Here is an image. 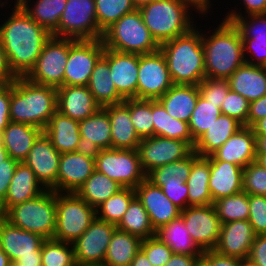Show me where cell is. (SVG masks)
<instances>
[{"label": "cell", "instance_id": "2", "mask_svg": "<svg viewBox=\"0 0 266 266\" xmlns=\"http://www.w3.org/2000/svg\"><path fill=\"white\" fill-rule=\"evenodd\" d=\"M221 19L213 32L211 27L207 28L208 34L205 30L202 32L206 78L228 79L245 63L243 41L238 28L232 22Z\"/></svg>", "mask_w": 266, "mask_h": 266}, {"label": "cell", "instance_id": "61", "mask_svg": "<svg viewBox=\"0 0 266 266\" xmlns=\"http://www.w3.org/2000/svg\"><path fill=\"white\" fill-rule=\"evenodd\" d=\"M247 259L256 266H266V234L255 236Z\"/></svg>", "mask_w": 266, "mask_h": 266}, {"label": "cell", "instance_id": "38", "mask_svg": "<svg viewBox=\"0 0 266 266\" xmlns=\"http://www.w3.org/2000/svg\"><path fill=\"white\" fill-rule=\"evenodd\" d=\"M142 239L116 229L109 243L104 259L106 266H130L135 255L141 250Z\"/></svg>", "mask_w": 266, "mask_h": 266}, {"label": "cell", "instance_id": "72", "mask_svg": "<svg viewBox=\"0 0 266 266\" xmlns=\"http://www.w3.org/2000/svg\"><path fill=\"white\" fill-rule=\"evenodd\" d=\"M2 0H0V8H2L3 9V7H6V5H8V1L7 0H4L2 3ZM14 7H18V6H20V4H21V0H16L14 3Z\"/></svg>", "mask_w": 266, "mask_h": 266}, {"label": "cell", "instance_id": "35", "mask_svg": "<svg viewBox=\"0 0 266 266\" xmlns=\"http://www.w3.org/2000/svg\"><path fill=\"white\" fill-rule=\"evenodd\" d=\"M243 126L237 119L221 114L210 129L195 141L193 150L200 157H207L219 149Z\"/></svg>", "mask_w": 266, "mask_h": 266}, {"label": "cell", "instance_id": "27", "mask_svg": "<svg viewBox=\"0 0 266 266\" xmlns=\"http://www.w3.org/2000/svg\"><path fill=\"white\" fill-rule=\"evenodd\" d=\"M46 189L37 180L34 172L23 162H19L5 199L0 203L2 216L10 207L33 199Z\"/></svg>", "mask_w": 266, "mask_h": 266}, {"label": "cell", "instance_id": "41", "mask_svg": "<svg viewBox=\"0 0 266 266\" xmlns=\"http://www.w3.org/2000/svg\"><path fill=\"white\" fill-rule=\"evenodd\" d=\"M192 168V152L185 158L157 167L146 179L157 187H174L186 183Z\"/></svg>", "mask_w": 266, "mask_h": 266}, {"label": "cell", "instance_id": "67", "mask_svg": "<svg viewBox=\"0 0 266 266\" xmlns=\"http://www.w3.org/2000/svg\"><path fill=\"white\" fill-rule=\"evenodd\" d=\"M255 136L266 135V117L258 121L253 127Z\"/></svg>", "mask_w": 266, "mask_h": 266}, {"label": "cell", "instance_id": "44", "mask_svg": "<svg viewBox=\"0 0 266 266\" xmlns=\"http://www.w3.org/2000/svg\"><path fill=\"white\" fill-rule=\"evenodd\" d=\"M214 206L222 224L249 219V195L243 191L216 200Z\"/></svg>", "mask_w": 266, "mask_h": 266}, {"label": "cell", "instance_id": "9", "mask_svg": "<svg viewBox=\"0 0 266 266\" xmlns=\"http://www.w3.org/2000/svg\"><path fill=\"white\" fill-rule=\"evenodd\" d=\"M95 169L124 188H136L146 179L137 150L104 149L94 153Z\"/></svg>", "mask_w": 266, "mask_h": 266}, {"label": "cell", "instance_id": "71", "mask_svg": "<svg viewBox=\"0 0 266 266\" xmlns=\"http://www.w3.org/2000/svg\"><path fill=\"white\" fill-rule=\"evenodd\" d=\"M9 157L8 152L6 151L2 139L0 137V164Z\"/></svg>", "mask_w": 266, "mask_h": 266}, {"label": "cell", "instance_id": "11", "mask_svg": "<svg viewBox=\"0 0 266 266\" xmlns=\"http://www.w3.org/2000/svg\"><path fill=\"white\" fill-rule=\"evenodd\" d=\"M69 56V38L51 36L45 43L35 66L25 76L29 81L59 88L63 86Z\"/></svg>", "mask_w": 266, "mask_h": 266}, {"label": "cell", "instance_id": "10", "mask_svg": "<svg viewBox=\"0 0 266 266\" xmlns=\"http://www.w3.org/2000/svg\"><path fill=\"white\" fill-rule=\"evenodd\" d=\"M96 16L95 0H67L58 25V38L102 39Z\"/></svg>", "mask_w": 266, "mask_h": 266}, {"label": "cell", "instance_id": "78", "mask_svg": "<svg viewBox=\"0 0 266 266\" xmlns=\"http://www.w3.org/2000/svg\"><path fill=\"white\" fill-rule=\"evenodd\" d=\"M74 266H83V265H81V264H75ZM85 266V265H84Z\"/></svg>", "mask_w": 266, "mask_h": 266}, {"label": "cell", "instance_id": "65", "mask_svg": "<svg viewBox=\"0 0 266 266\" xmlns=\"http://www.w3.org/2000/svg\"><path fill=\"white\" fill-rule=\"evenodd\" d=\"M130 266H153L147 256L145 255V253L140 250L134 257V259L132 260Z\"/></svg>", "mask_w": 266, "mask_h": 266}, {"label": "cell", "instance_id": "32", "mask_svg": "<svg viewBox=\"0 0 266 266\" xmlns=\"http://www.w3.org/2000/svg\"><path fill=\"white\" fill-rule=\"evenodd\" d=\"M198 97V86L172 85L158 101L172 118L189 123Z\"/></svg>", "mask_w": 266, "mask_h": 266}, {"label": "cell", "instance_id": "30", "mask_svg": "<svg viewBox=\"0 0 266 266\" xmlns=\"http://www.w3.org/2000/svg\"><path fill=\"white\" fill-rule=\"evenodd\" d=\"M230 89L249 102L266 95V67L244 63L227 79Z\"/></svg>", "mask_w": 266, "mask_h": 266}, {"label": "cell", "instance_id": "40", "mask_svg": "<svg viewBox=\"0 0 266 266\" xmlns=\"http://www.w3.org/2000/svg\"><path fill=\"white\" fill-rule=\"evenodd\" d=\"M123 188L117 181L110 179L95 169L91 176L77 190L76 194L96 209Z\"/></svg>", "mask_w": 266, "mask_h": 266}, {"label": "cell", "instance_id": "13", "mask_svg": "<svg viewBox=\"0 0 266 266\" xmlns=\"http://www.w3.org/2000/svg\"><path fill=\"white\" fill-rule=\"evenodd\" d=\"M104 50L102 39L69 38V56L65 66L63 86H87L95 64Z\"/></svg>", "mask_w": 266, "mask_h": 266}, {"label": "cell", "instance_id": "29", "mask_svg": "<svg viewBox=\"0 0 266 266\" xmlns=\"http://www.w3.org/2000/svg\"><path fill=\"white\" fill-rule=\"evenodd\" d=\"M43 132L49 137L53 147L60 153L80 151L79 122L70 117L54 113Z\"/></svg>", "mask_w": 266, "mask_h": 266}, {"label": "cell", "instance_id": "73", "mask_svg": "<svg viewBox=\"0 0 266 266\" xmlns=\"http://www.w3.org/2000/svg\"><path fill=\"white\" fill-rule=\"evenodd\" d=\"M240 266H256L252 262H250L248 259H243L241 260V265Z\"/></svg>", "mask_w": 266, "mask_h": 266}, {"label": "cell", "instance_id": "53", "mask_svg": "<svg viewBox=\"0 0 266 266\" xmlns=\"http://www.w3.org/2000/svg\"><path fill=\"white\" fill-rule=\"evenodd\" d=\"M141 250L153 266H165L173 255L172 249L156 236L143 239Z\"/></svg>", "mask_w": 266, "mask_h": 266}, {"label": "cell", "instance_id": "5", "mask_svg": "<svg viewBox=\"0 0 266 266\" xmlns=\"http://www.w3.org/2000/svg\"><path fill=\"white\" fill-rule=\"evenodd\" d=\"M57 111V88L33 83L25 77L11 82L10 121L42 130Z\"/></svg>", "mask_w": 266, "mask_h": 266}, {"label": "cell", "instance_id": "18", "mask_svg": "<svg viewBox=\"0 0 266 266\" xmlns=\"http://www.w3.org/2000/svg\"><path fill=\"white\" fill-rule=\"evenodd\" d=\"M60 156L61 154L53 147L49 137L42 132L23 163L34 172L37 180L45 189L57 192Z\"/></svg>", "mask_w": 266, "mask_h": 266}, {"label": "cell", "instance_id": "12", "mask_svg": "<svg viewBox=\"0 0 266 266\" xmlns=\"http://www.w3.org/2000/svg\"><path fill=\"white\" fill-rule=\"evenodd\" d=\"M44 240L41 235L15 227L0 217V247L11 262L22 266H42Z\"/></svg>", "mask_w": 266, "mask_h": 266}, {"label": "cell", "instance_id": "34", "mask_svg": "<svg viewBox=\"0 0 266 266\" xmlns=\"http://www.w3.org/2000/svg\"><path fill=\"white\" fill-rule=\"evenodd\" d=\"M210 162L192 151V168L186 180L188 186V206L214 204L209 191Z\"/></svg>", "mask_w": 266, "mask_h": 266}, {"label": "cell", "instance_id": "62", "mask_svg": "<svg viewBox=\"0 0 266 266\" xmlns=\"http://www.w3.org/2000/svg\"><path fill=\"white\" fill-rule=\"evenodd\" d=\"M266 117V95L250 102L247 126L253 127L258 121Z\"/></svg>", "mask_w": 266, "mask_h": 266}, {"label": "cell", "instance_id": "43", "mask_svg": "<svg viewBox=\"0 0 266 266\" xmlns=\"http://www.w3.org/2000/svg\"><path fill=\"white\" fill-rule=\"evenodd\" d=\"M136 197L134 188H123L96 208V218L117 225Z\"/></svg>", "mask_w": 266, "mask_h": 266}, {"label": "cell", "instance_id": "47", "mask_svg": "<svg viewBox=\"0 0 266 266\" xmlns=\"http://www.w3.org/2000/svg\"><path fill=\"white\" fill-rule=\"evenodd\" d=\"M123 102L129 107L131 121L139 138L154 136L152 100L133 98Z\"/></svg>", "mask_w": 266, "mask_h": 266}, {"label": "cell", "instance_id": "21", "mask_svg": "<svg viewBox=\"0 0 266 266\" xmlns=\"http://www.w3.org/2000/svg\"><path fill=\"white\" fill-rule=\"evenodd\" d=\"M111 79L124 99H137L139 55L122 53L108 48Z\"/></svg>", "mask_w": 266, "mask_h": 266}, {"label": "cell", "instance_id": "36", "mask_svg": "<svg viewBox=\"0 0 266 266\" xmlns=\"http://www.w3.org/2000/svg\"><path fill=\"white\" fill-rule=\"evenodd\" d=\"M21 0L22 9L52 36L58 37V25L67 0ZM32 4V5H31Z\"/></svg>", "mask_w": 266, "mask_h": 266}, {"label": "cell", "instance_id": "20", "mask_svg": "<svg viewBox=\"0 0 266 266\" xmlns=\"http://www.w3.org/2000/svg\"><path fill=\"white\" fill-rule=\"evenodd\" d=\"M135 194L148 212L155 231L181 214V210L163 193V190L147 179L135 188Z\"/></svg>", "mask_w": 266, "mask_h": 266}, {"label": "cell", "instance_id": "58", "mask_svg": "<svg viewBox=\"0 0 266 266\" xmlns=\"http://www.w3.org/2000/svg\"><path fill=\"white\" fill-rule=\"evenodd\" d=\"M19 161L8 157L0 164V203L5 199Z\"/></svg>", "mask_w": 266, "mask_h": 266}, {"label": "cell", "instance_id": "45", "mask_svg": "<svg viewBox=\"0 0 266 266\" xmlns=\"http://www.w3.org/2000/svg\"><path fill=\"white\" fill-rule=\"evenodd\" d=\"M99 29L104 32L123 15L138 8L133 0H95Z\"/></svg>", "mask_w": 266, "mask_h": 266}, {"label": "cell", "instance_id": "46", "mask_svg": "<svg viewBox=\"0 0 266 266\" xmlns=\"http://www.w3.org/2000/svg\"><path fill=\"white\" fill-rule=\"evenodd\" d=\"M221 109L216 104L208 102L200 95L189 121V130L194 141L202 136L221 115Z\"/></svg>", "mask_w": 266, "mask_h": 266}, {"label": "cell", "instance_id": "59", "mask_svg": "<svg viewBox=\"0 0 266 266\" xmlns=\"http://www.w3.org/2000/svg\"><path fill=\"white\" fill-rule=\"evenodd\" d=\"M241 260L233 256L219 254L215 250L203 251L201 256V261L206 266H240Z\"/></svg>", "mask_w": 266, "mask_h": 266}, {"label": "cell", "instance_id": "51", "mask_svg": "<svg viewBox=\"0 0 266 266\" xmlns=\"http://www.w3.org/2000/svg\"><path fill=\"white\" fill-rule=\"evenodd\" d=\"M198 90L199 95L202 98L221 108V105L230 90V84L227 79L205 78L198 85Z\"/></svg>", "mask_w": 266, "mask_h": 266}, {"label": "cell", "instance_id": "17", "mask_svg": "<svg viewBox=\"0 0 266 266\" xmlns=\"http://www.w3.org/2000/svg\"><path fill=\"white\" fill-rule=\"evenodd\" d=\"M116 229L115 224L95 218L89 228L72 243L76 264H103Z\"/></svg>", "mask_w": 266, "mask_h": 266}, {"label": "cell", "instance_id": "49", "mask_svg": "<svg viewBox=\"0 0 266 266\" xmlns=\"http://www.w3.org/2000/svg\"><path fill=\"white\" fill-rule=\"evenodd\" d=\"M233 24L238 28L242 39L266 41V14L239 17Z\"/></svg>", "mask_w": 266, "mask_h": 266}, {"label": "cell", "instance_id": "75", "mask_svg": "<svg viewBox=\"0 0 266 266\" xmlns=\"http://www.w3.org/2000/svg\"><path fill=\"white\" fill-rule=\"evenodd\" d=\"M10 266H22V265L18 264L17 262H10Z\"/></svg>", "mask_w": 266, "mask_h": 266}, {"label": "cell", "instance_id": "76", "mask_svg": "<svg viewBox=\"0 0 266 266\" xmlns=\"http://www.w3.org/2000/svg\"><path fill=\"white\" fill-rule=\"evenodd\" d=\"M85 266H106L104 264H93V265H85Z\"/></svg>", "mask_w": 266, "mask_h": 266}, {"label": "cell", "instance_id": "48", "mask_svg": "<svg viewBox=\"0 0 266 266\" xmlns=\"http://www.w3.org/2000/svg\"><path fill=\"white\" fill-rule=\"evenodd\" d=\"M42 266H74L76 264L72 243L45 239L41 248Z\"/></svg>", "mask_w": 266, "mask_h": 266}, {"label": "cell", "instance_id": "42", "mask_svg": "<svg viewBox=\"0 0 266 266\" xmlns=\"http://www.w3.org/2000/svg\"><path fill=\"white\" fill-rule=\"evenodd\" d=\"M116 227L142 240L155 236L148 212L137 197L131 201L128 210Z\"/></svg>", "mask_w": 266, "mask_h": 266}, {"label": "cell", "instance_id": "70", "mask_svg": "<svg viewBox=\"0 0 266 266\" xmlns=\"http://www.w3.org/2000/svg\"><path fill=\"white\" fill-rule=\"evenodd\" d=\"M255 162L266 169V153H257Z\"/></svg>", "mask_w": 266, "mask_h": 266}, {"label": "cell", "instance_id": "1", "mask_svg": "<svg viewBox=\"0 0 266 266\" xmlns=\"http://www.w3.org/2000/svg\"><path fill=\"white\" fill-rule=\"evenodd\" d=\"M11 10L7 19L1 21L0 41L11 72L16 77H25L35 66L45 43L52 35L21 6L12 7Z\"/></svg>", "mask_w": 266, "mask_h": 266}, {"label": "cell", "instance_id": "28", "mask_svg": "<svg viewBox=\"0 0 266 266\" xmlns=\"http://www.w3.org/2000/svg\"><path fill=\"white\" fill-rule=\"evenodd\" d=\"M110 117L112 149L137 150L141 141L131 121L129 107L124 103L103 107Z\"/></svg>", "mask_w": 266, "mask_h": 266}, {"label": "cell", "instance_id": "31", "mask_svg": "<svg viewBox=\"0 0 266 266\" xmlns=\"http://www.w3.org/2000/svg\"><path fill=\"white\" fill-rule=\"evenodd\" d=\"M42 132V129L35 126L10 121L3 130L1 139L9 157L23 162Z\"/></svg>", "mask_w": 266, "mask_h": 266}, {"label": "cell", "instance_id": "23", "mask_svg": "<svg viewBox=\"0 0 266 266\" xmlns=\"http://www.w3.org/2000/svg\"><path fill=\"white\" fill-rule=\"evenodd\" d=\"M210 162L209 191L212 201L236 195L243 191V168L229 162L206 157Z\"/></svg>", "mask_w": 266, "mask_h": 266}, {"label": "cell", "instance_id": "74", "mask_svg": "<svg viewBox=\"0 0 266 266\" xmlns=\"http://www.w3.org/2000/svg\"><path fill=\"white\" fill-rule=\"evenodd\" d=\"M137 5H140L143 2L150 1V0H133Z\"/></svg>", "mask_w": 266, "mask_h": 266}, {"label": "cell", "instance_id": "66", "mask_svg": "<svg viewBox=\"0 0 266 266\" xmlns=\"http://www.w3.org/2000/svg\"><path fill=\"white\" fill-rule=\"evenodd\" d=\"M194 4H196L203 13H209V15L211 16L212 14H210L211 9L212 8V3L210 0H191Z\"/></svg>", "mask_w": 266, "mask_h": 266}, {"label": "cell", "instance_id": "57", "mask_svg": "<svg viewBox=\"0 0 266 266\" xmlns=\"http://www.w3.org/2000/svg\"><path fill=\"white\" fill-rule=\"evenodd\" d=\"M11 82L0 84V137L10 122Z\"/></svg>", "mask_w": 266, "mask_h": 266}, {"label": "cell", "instance_id": "69", "mask_svg": "<svg viewBox=\"0 0 266 266\" xmlns=\"http://www.w3.org/2000/svg\"><path fill=\"white\" fill-rule=\"evenodd\" d=\"M10 262L8 255L0 247V266H10Z\"/></svg>", "mask_w": 266, "mask_h": 266}, {"label": "cell", "instance_id": "60", "mask_svg": "<svg viewBox=\"0 0 266 266\" xmlns=\"http://www.w3.org/2000/svg\"><path fill=\"white\" fill-rule=\"evenodd\" d=\"M163 193L178 207L181 211L188 207V186L182 184L174 187H160Z\"/></svg>", "mask_w": 266, "mask_h": 266}, {"label": "cell", "instance_id": "14", "mask_svg": "<svg viewBox=\"0 0 266 266\" xmlns=\"http://www.w3.org/2000/svg\"><path fill=\"white\" fill-rule=\"evenodd\" d=\"M172 85L166 58L160 49L139 55L137 99L158 100Z\"/></svg>", "mask_w": 266, "mask_h": 266}, {"label": "cell", "instance_id": "39", "mask_svg": "<svg viewBox=\"0 0 266 266\" xmlns=\"http://www.w3.org/2000/svg\"><path fill=\"white\" fill-rule=\"evenodd\" d=\"M154 136L186 141L192 148L195 145L187 122L172 118L158 100H152Z\"/></svg>", "mask_w": 266, "mask_h": 266}, {"label": "cell", "instance_id": "64", "mask_svg": "<svg viewBox=\"0 0 266 266\" xmlns=\"http://www.w3.org/2000/svg\"><path fill=\"white\" fill-rule=\"evenodd\" d=\"M16 76L11 72L6 54L0 41V84L12 82Z\"/></svg>", "mask_w": 266, "mask_h": 266}, {"label": "cell", "instance_id": "25", "mask_svg": "<svg viewBox=\"0 0 266 266\" xmlns=\"http://www.w3.org/2000/svg\"><path fill=\"white\" fill-rule=\"evenodd\" d=\"M101 106L94 100L87 86H61L57 88V111L76 121L94 114Z\"/></svg>", "mask_w": 266, "mask_h": 266}, {"label": "cell", "instance_id": "24", "mask_svg": "<svg viewBox=\"0 0 266 266\" xmlns=\"http://www.w3.org/2000/svg\"><path fill=\"white\" fill-rule=\"evenodd\" d=\"M256 136L253 128L243 126L211 155L219 161L236 164L242 168L255 162Z\"/></svg>", "mask_w": 266, "mask_h": 266}, {"label": "cell", "instance_id": "8", "mask_svg": "<svg viewBox=\"0 0 266 266\" xmlns=\"http://www.w3.org/2000/svg\"><path fill=\"white\" fill-rule=\"evenodd\" d=\"M96 218V209L76 193L56 192V227L53 239L73 243Z\"/></svg>", "mask_w": 266, "mask_h": 266}, {"label": "cell", "instance_id": "50", "mask_svg": "<svg viewBox=\"0 0 266 266\" xmlns=\"http://www.w3.org/2000/svg\"><path fill=\"white\" fill-rule=\"evenodd\" d=\"M243 192L266 196V169L256 162L243 168Z\"/></svg>", "mask_w": 266, "mask_h": 266}, {"label": "cell", "instance_id": "63", "mask_svg": "<svg viewBox=\"0 0 266 266\" xmlns=\"http://www.w3.org/2000/svg\"><path fill=\"white\" fill-rule=\"evenodd\" d=\"M201 256H190L186 254H174L165 266H197Z\"/></svg>", "mask_w": 266, "mask_h": 266}, {"label": "cell", "instance_id": "15", "mask_svg": "<svg viewBox=\"0 0 266 266\" xmlns=\"http://www.w3.org/2000/svg\"><path fill=\"white\" fill-rule=\"evenodd\" d=\"M180 216L198 248L202 252L214 250L222 226L214 204L188 206L185 210L181 211Z\"/></svg>", "mask_w": 266, "mask_h": 266}, {"label": "cell", "instance_id": "22", "mask_svg": "<svg viewBox=\"0 0 266 266\" xmlns=\"http://www.w3.org/2000/svg\"><path fill=\"white\" fill-rule=\"evenodd\" d=\"M255 236L248 220L224 223L214 250L225 256L247 259Z\"/></svg>", "mask_w": 266, "mask_h": 266}, {"label": "cell", "instance_id": "4", "mask_svg": "<svg viewBox=\"0 0 266 266\" xmlns=\"http://www.w3.org/2000/svg\"><path fill=\"white\" fill-rule=\"evenodd\" d=\"M200 27L160 44L173 85L198 86L206 78Z\"/></svg>", "mask_w": 266, "mask_h": 266}, {"label": "cell", "instance_id": "7", "mask_svg": "<svg viewBox=\"0 0 266 266\" xmlns=\"http://www.w3.org/2000/svg\"><path fill=\"white\" fill-rule=\"evenodd\" d=\"M2 217L15 227L51 239L56 227V192L46 189L35 198L10 207Z\"/></svg>", "mask_w": 266, "mask_h": 266}, {"label": "cell", "instance_id": "37", "mask_svg": "<svg viewBox=\"0 0 266 266\" xmlns=\"http://www.w3.org/2000/svg\"><path fill=\"white\" fill-rule=\"evenodd\" d=\"M155 236L167 244L174 254L202 256V251L192 240L181 216L159 227Z\"/></svg>", "mask_w": 266, "mask_h": 266}, {"label": "cell", "instance_id": "6", "mask_svg": "<svg viewBox=\"0 0 266 266\" xmlns=\"http://www.w3.org/2000/svg\"><path fill=\"white\" fill-rule=\"evenodd\" d=\"M105 48L130 54H149L159 50L160 45L152 37L139 9L123 15L103 32Z\"/></svg>", "mask_w": 266, "mask_h": 266}, {"label": "cell", "instance_id": "3", "mask_svg": "<svg viewBox=\"0 0 266 266\" xmlns=\"http://www.w3.org/2000/svg\"><path fill=\"white\" fill-rule=\"evenodd\" d=\"M138 9L159 45L187 34L197 25V20L194 19L197 13L199 17L208 15L191 0H150L138 5ZM193 11L196 13H192Z\"/></svg>", "mask_w": 266, "mask_h": 266}, {"label": "cell", "instance_id": "68", "mask_svg": "<svg viewBox=\"0 0 266 266\" xmlns=\"http://www.w3.org/2000/svg\"><path fill=\"white\" fill-rule=\"evenodd\" d=\"M257 153H266V135L256 136Z\"/></svg>", "mask_w": 266, "mask_h": 266}, {"label": "cell", "instance_id": "52", "mask_svg": "<svg viewBox=\"0 0 266 266\" xmlns=\"http://www.w3.org/2000/svg\"><path fill=\"white\" fill-rule=\"evenodd\" d=\"M249 107L250 102L246 98L230 89L220 109L223 115L233 117L247 126Z\"/></svg>", "mask_w": 266, "mask_h": 266}, {"label": "cell", "instance_id": "55", "mask_svg": "<svg viewBox=\"0 0 266 266\" xmlns=\"http://www.w3.org/2000/svg\"><path fill=\"white\" fill-rule=\"evenodd\" d=\"M242 41L245 62L266 67V41H256L254 39H242Z\"/></svg>", "mask_w": 266, "mask_h": 266}, {"label": "cell", "instance_id": "56", "mask_svg": "<svg viewBox=\"0 0 266 266\" xmlns=\"http://www.w3.org/2000/svg\"><path fill=\"white\" fill-rule=\"evenodd\" d=\"M243 4V13L242 9L239 7L230 9L227 11L224 18L229 22H234L239 17H244V15H257V14H266V0H240ZM240 9V10H239ZM241 11V12H240Z\"/></svg>", "mask_w": 266, "mask_h": 266}, {"label": "cell", "instance_id": "26", "mask_svg": "<svg viewBox=\"0 0 266 266\" xmlns=\"http://www.w3.org/2000/svg\"><path fill=\"white\" fill-rule=\"evenodd\" d=\"M79 130L81 150L96 153L99 150L112 148L110 117L103 107L79 121Z\"/></svg>", "mask_w": 266, "mask_h": 266}, {"label": "cell", "instance_id": "77", "mask_svg": "<svg viewBox=\"0 0 266 266\" xmlns=\"http://www.w3.org/2000/svg\"><path fill=\"white\" fill-rule=\"evenodd\" d=\"M197 266H206V265L202 261H200Z\"/></svg>", "mask_w": 266, "mask_h": 266}, {"label": "cell", "instance_id": "54", "mask_svg": "<svg viewBox=\"0 0 266 266\" xmlns=\"http://www.w3.org/2000/svg\"><path fill=\"white\" fill-rule=\"evenodd\" d=\"M256 235L266 234V196L249 195V219Z\"/></svg>", "mask_w": 266, "mask_h": 266}, {"label": "cell", "instance_id": "33", "mask_svg": "<svg viewBox=\"0 0 266 266\" xmlns=\"http://www.w3.org/2000/svg\"><path fill=\"white\" fill-rule=\"evenodd\" d=\"M87 87L92 93L94 100L101 107L124 101L118 94L115 84L111 79L108 63V48H105L103 55L96 62Z\"/></svg>", "mask_w": 266, "mask_h": 266}, {"label": "cell", "instance_id": "16", "mask_svg": "<svg viewBox=\"0 0 266 266\" xmlns=\"http://www.w3.org/2000/svg\"><path fill=\"white\" fill-rule=\"evenodd\" d=\"M137 151L141 167L147 175L157 167L187 157L193 148L183 140L151 136L141 139Z\"/></svg>", "mask_w": 266, "mask_h": 266}, {"label": "cell", "instance_id": "19", "mask_svg": "<svg viewBox=\"0 0 266 266\" xmlns=\"http://www.w3.org/2000/svg\"><path fill=\"white\" fill-rule=\"evenodd\" d=\"M94 170L93 152L80 150L61 154L57 175V192L76 193Z\"/></svg>", "mask_w": 266, "mask_h": 266}]
</instances>
